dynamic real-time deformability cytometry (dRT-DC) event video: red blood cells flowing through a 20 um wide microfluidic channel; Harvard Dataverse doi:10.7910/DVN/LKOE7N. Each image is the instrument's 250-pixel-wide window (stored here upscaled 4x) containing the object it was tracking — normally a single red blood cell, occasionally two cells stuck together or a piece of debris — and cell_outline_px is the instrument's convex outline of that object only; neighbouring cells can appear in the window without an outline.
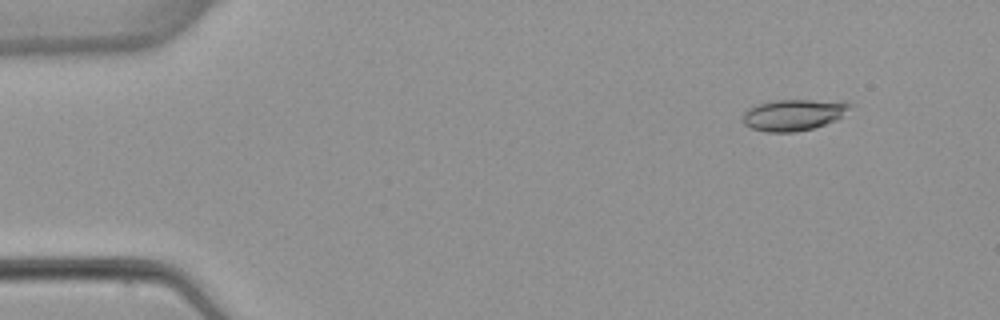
{"species": "common noctule bat (a hibernating species)", "species_latin": "Nyctalus noctula", "temperature_condition": "warm", "stored_images_in_passage": 4, "camera_frame_rate_fps": 3000, "um_per_image_px": 0.085, "animal": {"sex": "female", "body_mass_g": 22.7, "forearm_length_mm": 54.2}, "frame": {"image": 1, "passage_image": 1, "time_ms": 0.0, "image_size_px": [1000, 320], "cell_outline_px": [[852, 104], [836, 120], [812, 128], [796, 132], [764, 132], [752, 128], [744, 124], [744, 112], [748, 108], [760, 104], [776, 100], [848, 100]], "centroid_in_image_um": [67.47, 9.75], "position_along_channel_um": 17.5, "area_um2": 19.42}}
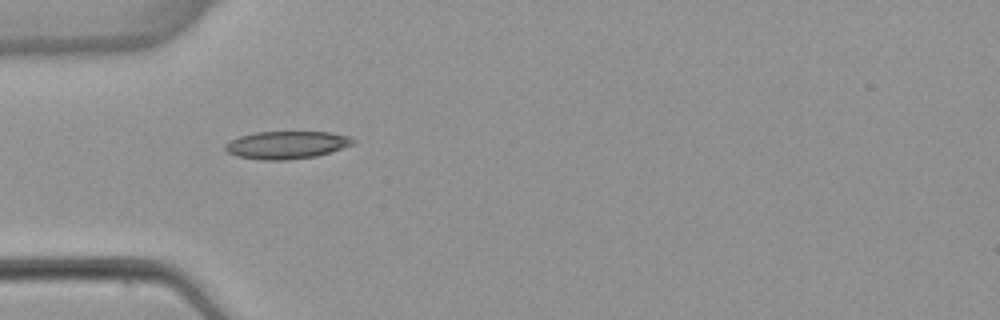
{"frame": {"image": 2, "passage_image": 4, "time_ms": 3.667, "image_size_px": [1000, 320], "cell_outline_px": [[356, 140], [352, 144], [316, 156], [288, 160], [260, 160], [236, 156], [228, 152], [224, 148], [224, 144], [240, 136], [256, 132], [328, 132], [348, 136]], "centroid_in_image_um": [24.31, 12.32], "position_along_channel_um": 60.7, "area_um2": 20.4}}